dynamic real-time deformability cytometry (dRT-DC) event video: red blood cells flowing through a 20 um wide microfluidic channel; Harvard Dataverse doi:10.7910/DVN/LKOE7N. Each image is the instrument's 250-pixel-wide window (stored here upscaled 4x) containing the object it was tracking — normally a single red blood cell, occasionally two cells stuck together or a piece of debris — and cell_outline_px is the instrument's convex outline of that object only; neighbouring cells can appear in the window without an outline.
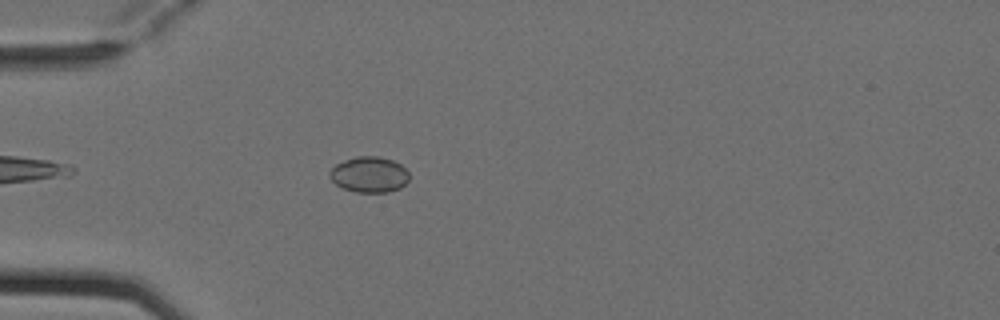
{"species": "Egyptian fruit bat (a non-hibernating species)", "species_latin": "Rousettus aegyptiacus", "temperature_condition": "cold", "stored_images_in_passage": 1, "camera_frame_rate_fps": 3000, "um_per_image_px": 0.085, "animal": {"sex": "female"}, "frame": {"image": 1, "passage_image": 1, "time_ms": 0.0, "image_size_px": [1000, 320], "cell_outline_px": [[408, 180], [400, 188], [388, 192], [356, 192], [344, 188], [336, 184], [328, 176], [328, 172], [336, 164], [344, 160], [356, 156], [380, 156], [392, 160], [400, 164], [408, 172]], "centroid_in_image_um": [31.37, 14.83], "position_along_channel_um": 53.6, "area_um2": 16.53}}